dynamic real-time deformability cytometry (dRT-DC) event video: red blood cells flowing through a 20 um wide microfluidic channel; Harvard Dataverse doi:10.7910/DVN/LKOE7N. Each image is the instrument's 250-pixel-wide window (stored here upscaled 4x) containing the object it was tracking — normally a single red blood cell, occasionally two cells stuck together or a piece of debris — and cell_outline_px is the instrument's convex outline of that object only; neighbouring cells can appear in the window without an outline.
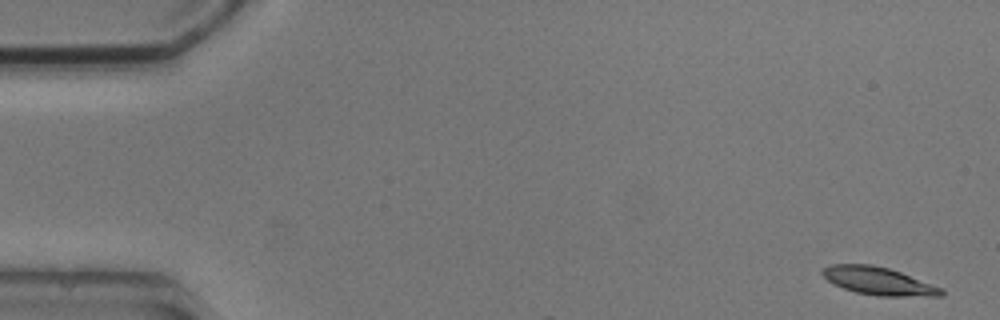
{"species": "common noctule bat (a hibernating species)", "species_latin": "Nyctalus noctula", "temperature_condition": "cold", "stored_images_in_passage": 3, "camera_frame_rate_fps": 3000, "um_per_image_px": 0.085, "animal": {"sex": "male", "body_mass_g": 20.5, "forearm_length_mm": 52.5}, "frame": {"image": 1, "passage_image": 1, "time_ms": 0.0, "image_size_px": [1000, 320], "cell_outline_px": [[944, 296], [876, 296], [856, 292], [844, 288], [828, 280], [820, 272], [824, 268], [832, 264], [872, 264], [888, 268], [900, 272], [944, 288]], "centroid_in_image_um": [74.72, 23.89], "position_along_channel_um": 10.3, "area_um2": 19.19}}